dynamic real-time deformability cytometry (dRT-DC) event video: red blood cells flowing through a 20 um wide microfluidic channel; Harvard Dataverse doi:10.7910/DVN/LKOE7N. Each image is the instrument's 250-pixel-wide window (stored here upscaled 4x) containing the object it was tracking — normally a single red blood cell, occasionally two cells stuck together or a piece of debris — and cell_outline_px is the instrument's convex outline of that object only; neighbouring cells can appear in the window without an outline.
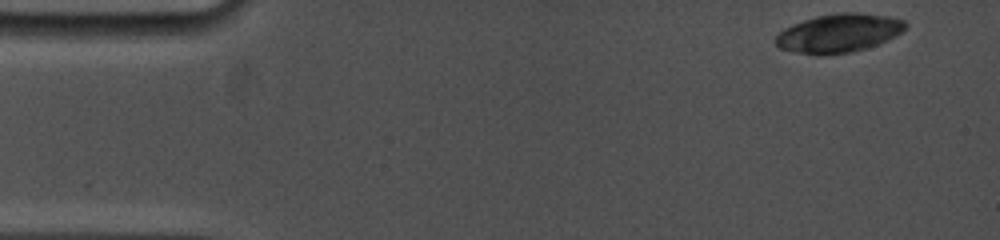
{"species": "common noctule bat (a hibernating species)", "species_latin": "Nyctalus noctula", "temperature_condition": "cold", "stored_images_in_passage": 10, "camera_frame_rate_fps": 5000, "um_per_image_px": 0.085, "animal": {"sex": "female", "body_mass_g": 19.0, "forearm_length_mm": 53.3}, "frame": {"image": 1, "passage_image": 1, "time_ms": 0.0, "image_size_px": [1000, 240], "cell_outline_px": [[908, 24], [900, 32], [888, 40], [880, 44], [852, 52], [792, 52], [780, 48], [776, 44], [776, 36], [784, 28], [792, 24], [816, 16], [840, 12], [856, 12], [888, 16], [904, 20]], "centroid_in_image_um": [71.33, 2.78], "position_along_channel_um": 13.7, "area_um2": 28.5}}